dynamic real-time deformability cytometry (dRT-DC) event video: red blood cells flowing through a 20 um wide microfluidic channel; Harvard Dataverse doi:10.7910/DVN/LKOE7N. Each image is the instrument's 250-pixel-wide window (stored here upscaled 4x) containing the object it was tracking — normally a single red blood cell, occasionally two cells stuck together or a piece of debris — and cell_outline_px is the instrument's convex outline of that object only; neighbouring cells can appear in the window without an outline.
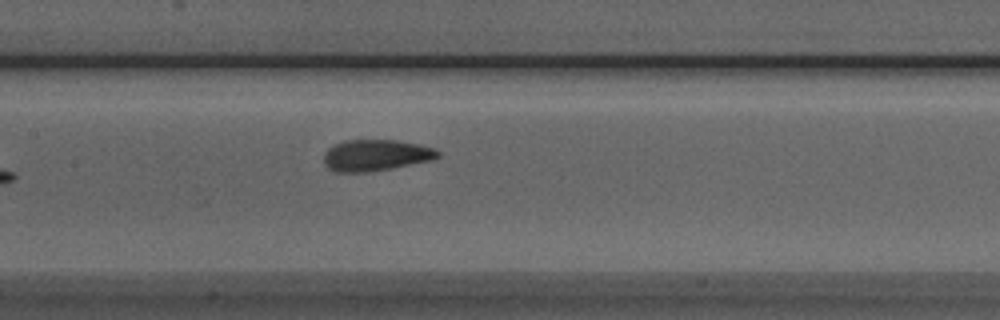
{"species": "Egyptian fruit bat (a non-hibernating species)", "species_latin": "Rousettus aegyptiacus", "temperature_condition": "room temperature", "stored_images_in_passage": 8, "segment_of_instrument_passage": [1, 2], "camera_frame_rate_fps": 3000, "um_per_image_px": 0.085, "animal": {"sex": "male"}, "frame": {"image": 1, "passage_image": 7, "time_ms": 7.667, "image_size_px": [1000, 320], "cell_outline_px": [[440, 156], [432, 160], [372, 172], [336, 172], [328, 168], [324, 164], [324, 152], [328, 148], [344, 140], [396, 140], [420, 144], [436, 148], [440, 152]], "centroid_in_image_um": [31.96, 13.2], "position_along_channel_um": 175.4, "area_um2": 21.04}}